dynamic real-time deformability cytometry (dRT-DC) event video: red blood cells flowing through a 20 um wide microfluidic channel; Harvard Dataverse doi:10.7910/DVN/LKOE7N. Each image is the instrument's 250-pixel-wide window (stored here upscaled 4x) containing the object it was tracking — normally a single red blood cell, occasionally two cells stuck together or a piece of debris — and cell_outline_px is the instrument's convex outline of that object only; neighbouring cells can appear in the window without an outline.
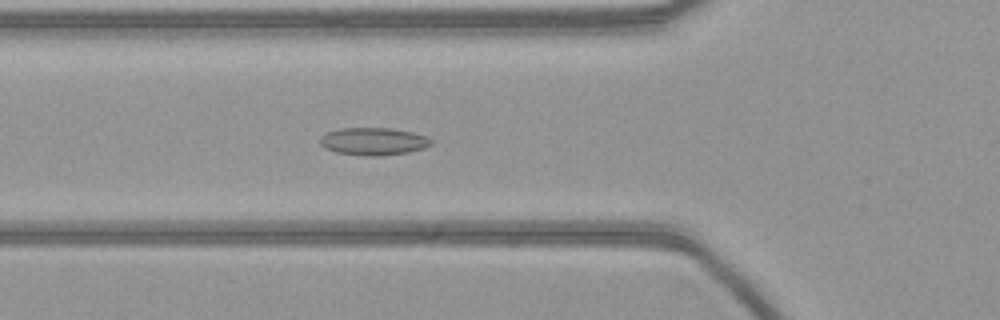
{"species": "common noctule bat (a hibernating species)", "species_latin": "Nyctalus noctula", "temperature_condition": "warm", "stored_images_in_passage": 54, "camera_frame_rate_fps": 3000, "um_per_image_px": 0.085, "animal": {"sex": "female", "body_mass_g": 21.9}, "frame": {"image": 1, "passage_image": 18, "time_ms": 5.667, "image_size_px": [1000, 320], "cell_outline_px": [[432, 144], [424, 148], [408, 152], [380, 156], [364, 156], [336, 152], [324, 148], [320, 144], [320, 136], [328, 132], [340, 128], [392, 128], [412, 132], [428, 136], [432, 140]], "centroid_in_image_um": [31.75, 12.02], "position_along_channel_um": 94.1, "area_um2": 17.98}}
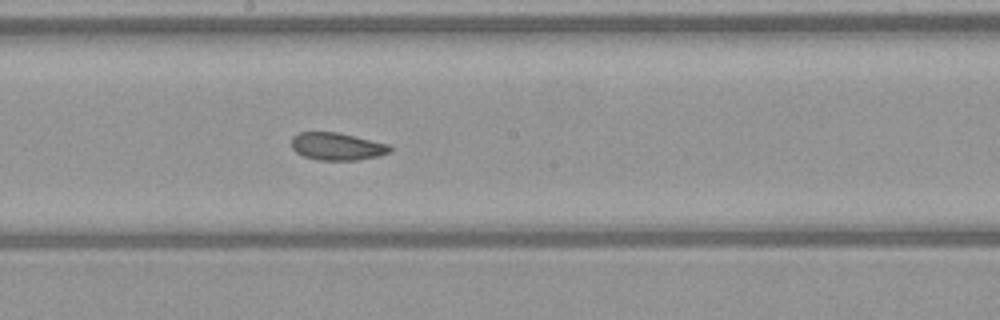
{"frame": {"image": 2, "passage_image": 28, "time_ms": 9.0, "image_size_px": [1000, 320], "cell_outline_px": [[392, 152], [380, 156], [356, 160], [320, 160], [304, 156], [296, 152], [292, 148], [292, 136], [300, 132], [336, 132], [388, 144], [392, 148]], "centroid_in_image_um": [28.66, 12.45], "position_along_channel_um": 219.5, "area_um2": 15.72}}
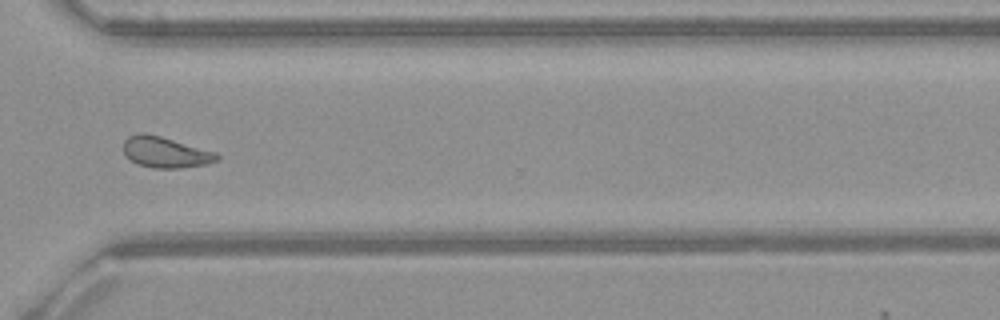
{"frame": {"image": 3, "passage_image": 39, "time_ms": 12.667, "image_size_px": [1000, 320], "cell_outline_px": [[220, 160], [208, 164], [180, 168], [152, 168], [136, 164], [124, 152], [124, 140], [128, 136], [136, 132], [144, 132], [160, 136], [216, 152], [220, 156]], "centroid_in_image_um": [14.07, 12.94], "position_along_channel_um": 356.5, "area_um2": 16.94}}